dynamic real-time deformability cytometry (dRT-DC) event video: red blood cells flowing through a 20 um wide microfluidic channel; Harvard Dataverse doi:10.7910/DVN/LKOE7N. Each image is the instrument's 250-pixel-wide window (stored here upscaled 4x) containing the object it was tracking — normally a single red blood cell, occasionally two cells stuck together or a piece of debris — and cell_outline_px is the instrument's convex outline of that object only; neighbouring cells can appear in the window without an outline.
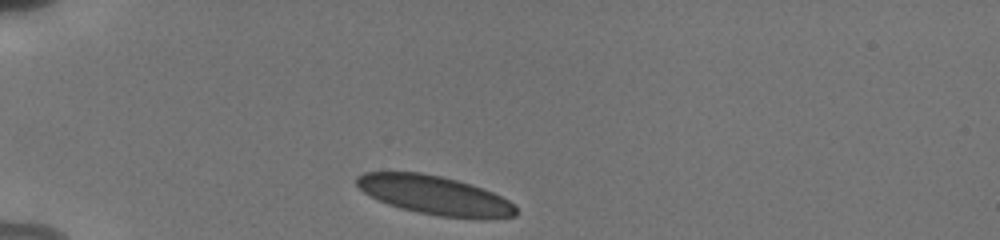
{"species": "human", "species_latin": "Homo sapiens", "temperature_condition": "cold", "stored_images_in_passage": 34, "camera_frame_rate_fps": 3000, "um_per_image_px": 0.085, "donor": {"sex": "male"}, "frame": {"image": 1, "passage_image": 1, "time_ms": 0.0, "image_size_px": [1000, 240], "cell_outline_px": [[516, 216], [440, 216], [400, 208], [376, 200], [364, 192], [356, 184], [356, 176], [364, 172], [420, 172], [440, 176], [456, 180], [484, 188], [508, 200], [516, 208]], "centroid_in_image_um": [36.84, 16.55], "position_along_channel_um": 48.2, "area_um2": 35.08}}
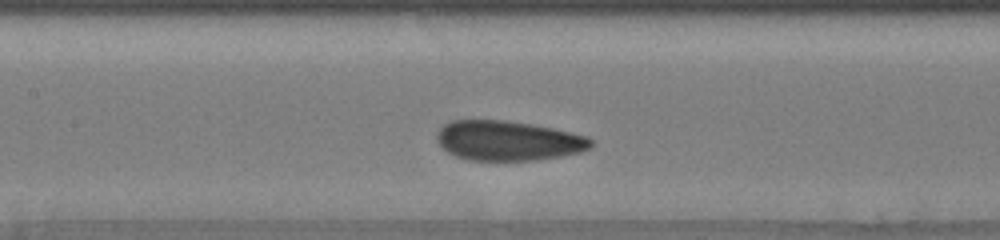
{"frame": {"image": 2, "passage_image": 13, "time_ms": 4.0, "image_size_px": [1000, 240], "cell_outline_px": [[592, 144], [588, 148], [580, 152], [560, 156], [532, 160], [468, 160], [456, 156], [448, 152], [436, 140], [436, 132], [444, 124], [452, 120], [504, 120], [532, 124], [552, 128], [588, 136], [592, 140]], "centroid_in_image_um": [43.16, 11.95], "position_along_channel_um": 164.2, "area_um2": 35.6}}
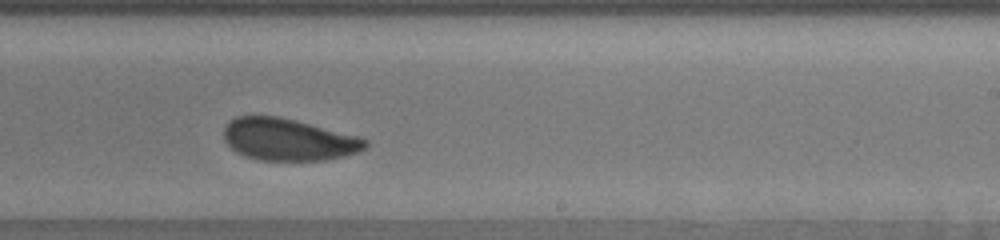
{"frame": {"image": 3, "passage_image": 21, "time_ms": 6.667, "image_size_px": [1000, 240], "cell_outline_px": [[368, 144], [364, 148], [356, 152], [344, 156], [324, 160], [260, 160], [244, 156], [236, 152], [224, 140], [224, 128], [236, 116], [280, 116], [360, 136], [368, 140]], "centroid_in_image_um": [24.52, 11.86], "position_along_channel_um": 264.5, "area_um2": 34.62}, "authors_computed_cell_mechanics": {"area_um2": 35.6915, "velocity_mm_per_s": 3.7776, "shape_relaxation_time_tau1_ms": 3.823, "shape_relaxation_time_tau2_ms": 0.9193, "deformation_change_tau1": 0.0975, "deformation_change_tau2": 0.0494}}